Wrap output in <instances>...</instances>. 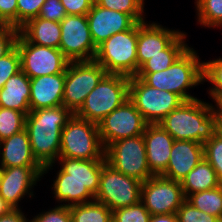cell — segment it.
<instances>
[{
	"mask_svg": "<svg viewBox=\"0 0 222 222\" xmlns=\"http://www.w3.org/2000/svg\"><path fill=\"white\" fill-rule=\"evenodd\" d=\"M12 208L5 202L0 195V216L7 214Z\"/></svg>",
	"mask_w": 222,
	"mask_h": 222,
	"instance_id": "bcb514c9",
	"label": "cell"
},
{
	"mask_svg": "<svg viewBox=\"0 0 222 222\" xmlns=\"http://www.w3.org/2000/svg\"><path fill=\"white\" fill-rule=\"evenodd\" d=\"M129 80L130 77L126 75L107 73L88 94L75 115L98 124L129 99Z\"/></svg>",
	"mask_w": 222,
	"mask_h": 222,
	"instance_id": "277c9868",
	"label": "cell"
},
{
	"mask_svg": "<svg viewBox=\"0 0 222 222\" xmlns=\"http://www.w3.org/2000/svg\"><path fill=\"white\" fill-rule=\"evenodd\" d=\"M106 74L104 67L95 60L69 62L65 73L63 106L75 114Z\"/></svg>",
	"mask_w": 222,
	"mask_h": 222,
	"instance_id": "ba28073f",
	"label": "cell"
},
{
	"mask_svg": "<svg viewBox=\"0 0 222 222\" xmlns=\"http://www.w3.org/2000/svg\"><path fill=\"white\" fill-rule=\"evenodd\" d=\"M59 157L81 160L106 159L98 124L73 114L62 129Z\"/></svg>",
	"mask_w": 222,
	"mask_h": 222,
	"instance_id": "8992f818",
	"label": "cell"
},
{
	"mask_svg": "<svg viewBox=\"0 0 222 222\" xmlns=\"http://www.w3.org/2000/svg\"><path fill=\"white\" fill-rule=\"evenodd\" d=\"M183 32L161 54L148 59L138 70V73H154L169 68L188 48Z\"/></svg>",
	"mask_w": 222,
	"mask_h": 222,
	"instance_id": "484cf974",
	"label": "cell"
},
{
	"mask_svg": "<svg viewBox=\"0 0 222 222\" xmlns=\"http://www.w3.org/2000/svg\"><path fill=\"white\" fill-rule=\"evenodd\" d=\"M148 123L128 99L98 123V131L103 147L125 138L143 135Z\"/></svg>",
	"mask_w": 222,
	"mask_h": 222,
	"instance_id": "7c38bea8",
	"label": "cell"
},
{
	"mask_svg": "<svg viewBox=\"0 0 222 222\" xmlns=\"http://www.w3.org/2000/svg\"><path fill=\"white\" fill-rule=\"evenodd\" d=\"M204 158L203 144L190 140H175L170 158L162 176L181 182Z\"/></svg>",
	"mask_w": 222,
	"mask_h": 222,
	"instance_id": "d6986e66",
	"label": "cell"
},
{
	"mask_svg": "<svg viewBox=\"0 0 222 222\" xmlns=\"http://www.w3.org/2000/svg\"><path fill=\"white\" fill-rule=\"evenodd\" d=\"M129 99L148 124H158L184 102L176 93L150 87L136 76L129 80Z\"/></svg>",
	"mask_w": 222,
	"mask_h": 222,
	"instance_id": "52a82bcc",
	"label": "cell"
},
{
	"mask_svg": "<svg viewBox=\"0 0 222 222\" xmlns=\"http://www.w3.org/2000/svg\"><path fill=\"white\" fill-rule=\"evenodd\" d=\"M141 187V181L117 171L106 162L102 167L95 200L111 211L135 205L141 201Z\"/></svg>",
	"mask_w": 222,
	"mask_h": 222,
	"instance_id": "30bf717a",
	"label": "cell"
},
{
	"mask_svg": "<svg viewBox=\"0 0 222 222\" xmlns=\"http://www.w3.org/2000/svg\"><path fill=\"white\" fill-rule=\"evenodd\" d=\"M53 192L56 200L67 204L64 206H72L83 204L95 200V197L80 182L76 181H54Z\"/></svg>",
	"mask_w": 222,
	"mask_h": 222,
	"instance_id": "4316f807",
	"label": "cell"
},
{
	"mask_svg": "<svg viewBox=\"0 0 222 222\" xmlns=\"http://www.w3.org/2000/svg\"><path fill=\"white\" fill-rule=\"evenodd\" d=\"M185 200L179 181L153 175L142 182L141 202L151 215L177 213Z\"/></svg>",
	"mask_w": 222,
	"mask_h": 222,
	"instance_id": "4fadbf2b",
	"label": "cell"
},
{
	"mask_svg": "<svg viewBox=\"0 0 222 222\" xmlns=\"http://www.w3.org/2000/svg\"><path fill=\"white\" fill-rule=\"evenodd\" d=\"M69 209L72 222H112V211L96 200L72 205Z\"/></svg>",
	"mask_w": 222,
	"mask_h": 222,
	"instance_id": "83f0119b",
	"label": "cell"
},
{
	"mask_svg": "<svg viewBox=\"0 0 222 222\" xmlns=\"http://www.w3.org/2000/svg\"><path fill=\"white\" fill-rule=\"evenodd\" d=\"M218 132L222 135V121H218Z\"/></svg>",
	"mask_w": 222,
	"mask_h": 222,
	"instance_id": "681fc988",
	"label": "cell"
},
{
	"mask_svg": "<svg viewBox=\"0 0 222 222\" xmlns=\"http://www.w3.org/2000/svg\"><path fill=\"white\" fill-rule=\"evenodd\" d=\"M0 17L8 26L17 27V0H0Z\"/></svg>",
	"mask_w": 222,
	"mask_h": 222,
	"instance_id": "7bdbcfd3",
	"label": "cell"
},
{
	"mask_svg": "<svg viewBox=\"0 0 222 222\" xmlns=\"http://www.w3.org/2000/svg\"><path fill=\"white\" fill-rule=\"evenodd\" d=\"M178 222H222L218 217L198 210L187 200L177 211Z\"/></svg>",
	"mask_w": 222,
	"mask_h": 222,
	"instance_id": "8d00e7d4",
	"label": "cell"
},
{
	"mask_svg": "<svg viewBox=\"0 0 222 222\" xmlns=\"http://www.w3.org/2000/svg\"><path fill=\"white\" fill-rule=\"evenodd\" d=\"M19 35V28L8 26L0 32V58L8 54L16 45V40Z\"/></svg>",
	"mask_w": 222,
	"mask_h": 222,
	"instance_id": "60d3db41",
	"label": "cell"
},
{
	"mask_svg": "<svg viewBox=\"0 0 222 222\" xmlns=\"http://www.w3.org/2000/svg\"><path fill=\"white\" fill-rule=\"evenodd\" d=\"M20 70V54L15 46L8 54L0 58V89L12 75Z\"/></svg>",
	"mask_w": 222,
	"mask_h": 222,
	"instance_id": "d590c367",
	"label": "cell"
},
{
	"mask_svg": "<svg viewBox=\"0 0 222 222\" xmlns=\"http://www.w3.org/2000/svg\"><path fill=\"white\" fill-rule=\"evenodd\" d=\"M62 166L55 181H76L84 185L95 197L99 190L100 174L106 159L81 160L58 157Z\"/></svg>",
	"mask_w": 222,
	"mask_h": 222,
	"instance_id": "ac0fdd59",
	"label": "cell"
},
{
	"mask_svg": "<svg viewBox=\"0 0 222 222\" xmlns=\"http://www.w3.org/2000/svg\"><path fill=\"white\" fill-rule=\"evenodd\" d=\"M214 106H217L216 109H217L218 114H219L218 121H222V100L217 105H214Z\"/></svg>",
	"mask_w": 222,
	"mask_h": 222,
	"instance_id": "7dc6e473",
	"label": "cell"
},
{
	"mask_svg": "<svg viewBox=\"0 0 222 222\" xmlns=\"http://www.w3.org/2000/svg\"><path fill=\"white\" fill-rule=\"evenodd\" d=\"M29 222H72V219L69 207L60 204V206L38 214Z\"/></svg>",
	"mask_w": 222,
	"mask_h": 222,
	"instance_id": "f35d334b",
	"label": "cell"
},
{
	"mask_svg": "<svg viewBox=\"0 0 222 222\" xmlns=\"http://www.w3.org/2000/svg\"><path fill=\"white\" fill-rule=\"evenodd\" d=\"M186 200L198 210L216 216L222 221V185L190 194Z\"/></svg>",
	"mask_w": 222,
	"mask_h": 222,
	"instance_id": "f1b7e54d",
	"label": "cell"
},
{
	"mask_svg": "<svg viewBox=\"0 0 222 222\" xmlns=\"http://www.w3.org/2000/svg\"><path fill=\"white\" fill-rule=\"evenodd\" d=\"M150 87L173 92L184 101L198 99L190 95L187 90L203 82V61L196 51L189 47L169 68L154 73H137Z\"/></svg>",
	"mask_w": 222,
	"mask_h": 222,
	"instance_id": "3957f363",
	"label": "cell"
},
{
	"mask_svg": "<svg viewBox=\"0 0 222 222\" xmlns=\"http://www.w3.org/2000/svg\"><path fill=\"white\" fill-rule=\"evenodd\" d=\"M180 183L185 197L196 192L211 190L221 185L216 171L205 158H202Z\"/></svg>",
	"mask_w": 222,
	"mask_h": 222,
	"instance_id": "d4e9b609",
	"label": "cell"
},
{
	"mask_svg": "<svg viewBox=\"0 0 222 222\" xmlns=\"http://www.w3.org/2000/svg\"><path fill=\"white\" fill-rule=\"evenodd\" d=\"M42 166H24L4 168L1 182L0 195L12 209H19L18 202L25 195L33 197L31 188L43 176Z\"/></svg>",
	"mask_w": 222,
	"mask_h": 222,
	"instance_id": "9a60e30c",
	"label": "cell"
},
{
	"mask_svg": "<svg viewBox=\"0 0 222 222\" xmlns=\"http://www.w3.org/2000/svg\"><path fill=\"white\" fill-rule=\"evenodd\" d=\"M65 73L30 79V111L63 105Z\"/></svg>",
	"mask_w": 222,
	"mask_h": 222,
	"instance_id": "44dd1931",
	"label": "cell"
},
{
	"mask_svg": "<svg viewBox=\"0 0 222 222\" xmlns=\"http://www.w3.org/2000/svg\"><path fill=\"white\" fill-rule=\"evenodd\" d=\"M143 138L150 171L153 175H161L166 170L175 140L159 124H148Z\"/></svg>",
	"mask_w": 222,
	"mask_h": 222,
	"instance_id": "ffe728a7",
	"label": "cell"
},
{
	"mask_svg": "<svg viewBox=\"0 0 222 222\" xmlns=\"http://www.w3.org/2000/svg\"><path fill=\"white\" fill-rule=\"evenodd\" d=\"M25 120L23 112L0 107V141L24 130Z\"/></svg>",
	"mask_w": 222,
	"mask_h": 222,
	"instance_id": "4dcf8cb0",
	"label": "cell"
},
{
	"mask_svg": "<svg viewBox=\"0 0 222 222\" xmlns=\"http://www.w3.org/2000/svg\"><path fill=\"white\" fill-rule=\"evenodd\" d=\"M8 27L7 23L0 17V32Z\"/></svg>",
	"mask_w": 222,
	"mask_h": 222,
	"instance_id": "c3c4849f",
	"label": "cell"
},
{
	"mask_svg": "<svg viewBox=\"0 0 222 222\" xmlns=\"http://www.w3.org/2000/svg\"><path fill=\"white\" fill-rule=\"evenodd\" d=\"M105 157L114 169L141 182L153 176L147 162L143 135L111 143L105 149Z\"/></svg>",
	"mask_w": 222,
	"mask_h": 222,
	"instance_id": "9c48e42d",
	"label": "cell"
},
{
	"mask_svg": "<svg viewBox=\"0 0 222 222\" xmlns=\"http://www.w3.org/2000/svg\"><path fill=\"white\" fill-rule=\"evenodd\" d=\"M181 33L154 22H137L138 70L148 59L161 54Z\"/></svg>",
	"mask_w": 222,
	"mask_h": 222,
	"instance_id": "e0dca14e",
	"label": "cell"
},
{
	"mask_svg": "<svg viewBox=\"0 0 222 222\" xmlns=\"http://www.w3.org/2000/svg\"><path fill=\"white\" fill-rule=\"evenodd\" d=\"M1 162L3 168L41 166L34 158L27 130L24 129L11 137L0 141Z\"/></svg>",
	"mask_w": 222,
	"mask_h": 222,
	"instance_id": "7402d4cb",
	"label": "cell"
},
{
	"mask_svg": "<svg viewBox=\"0 0 222 222\" xmlns=\"http://www.w3.org/2000/svg\"><path fill=\"white\" fill-rule=\"evenodd\" d=\"M59 49L70 61L94 60L95 46L86 15H67L61 22Z\"/></svg>",
	"mask_w": 222,
	"mask_h": 222,
	"instance_id": "5bb4252c",
	"label": "cell"
},
{
	"mask_svg": "<svg viewBox=\"0 0 222 222\" xmlns=\"http://www.w3.org/2000/svg\"><path fill=\"white\" fill-rule=\"evenodd\" d=\"M30 78L20 70L0 89V107L30 112Z\"/></svg>",
	"mask_w": 222,
	"mask_h": 222,
	"instance_id": "603a6c76",
	"label": "cell"
},
{
	"mask_svg": "<svg viewBox=\"0 0 222 222\" xmlns=\"http://www.w3.org/2000/svg\"><path fill=\"white\" fill-rule=\"evenodd\" d=\"M198 21L208 28L222 26V0H195Z\"/></svg>",
	"mask_w": 222,
	"mask_h": 222,
	"instance_id": "f546056e",
	"label": "cell"
},
{
	"mask_svg": "<svg viewBox=\"0 0 222 222\" xmlns=\"http://www.w3.org/2000/svg\"><path fill=\"white\" fill-rule=\"evenodd\" d=\"M219 114L212 104L199 99L184 101L158 124L174 140L205 143L218 131Z\"/></svg>",
	"mask_w": 222,
	"mask_h": 222,
	"instance_id": "7a4b0ae2",
	"label": "cell"
},
{
	"mask_svg": "<svg viewBox=\"0 0 222 222\" xmlns=\"http://www.w3.org/2000/svg\"><path fill=\"white\" fill-rule=\"evenodd\" d=\"M73 113L63 105L30 111L26 115L27 130L31 151L37 162L47 173L58 160L62 129Z\"/></svg>",
	"mask_w": 222,
	"mask_h": 222,
	"instance_id": "6da1fadb",
	"label": "cell"
},
{
	"mask_svg": "<svg viewBox=\"0 0 222 222\" xmlns=\"http://www.w3.org/2000/svg\"><path fill=\"white\" fill-rule=\"evenodd\" d=\"M205 80L213 85L209 94L217 105L222 100V58L203 62V82Z\"/></svg>",
	"mask_w": 222,
	"mask_h": 222,
	"instance_id": "d6a6232c",
	"label": "cell"
},
{
	"mask_svg": "<svg viewBox=\"0 0 222 222\" xmlns=\"http://www.w3.org/2000/svg\"><path fill=\"white\" fill-rule=\"evenodd\" d=\"M46 0H17V28L28 20L38 17L41 6Z\"/></svg>",
	"mask_w": 222,
	"mask_h": 222,
	"instance_id": "74e56055",
	"label": "cell"
},
{
	"mask_svg": "<svg viewBox=\"0 0 222 222\" xmlns=\"http://www.w3.org/2000/svg\"><path fill=\"white\" fill-rule=\"evenodd\" d=\"M150 217L151 214L141 201L112 211V222H149Z\"/></svg>",
	"mask_w": 222,
	"mask_h": 222,
	"instance_id": "e575fe53",
	"label": "cell"
},
{
	"mask_svg": "<svg viewBox=\"0 0 222 222\" xmlns=\"http://www.w3.org/2000/svg\"><path fill=\"white\" fill-rule=\"evenodd\" d=\"M67 15H87L94 0H60Z\"/></svg>",
	"mask_w": 222,
	"mask_h": 222,
	"instance_id": "b9f144b4",
	"label": "cell"
},
{
	"mask_svg": "<svg viewBox=\"0 0 222 222\" xmlns=\"http://www.w3.org/2000/svg\"><path fill=\"white\" fill-rule=\"evenodd\" d=\"M0 222H28L21 209H11L7 214L0 216Z\"/></svg>",
	"mask_w": 222,
	"mask_h": 222,
	"instance_id": "ee69618b",
	"label": "cell"
},
{
	"mask_svg": "<svg viewBox=\"0 0 222 222\" xmlns=\"http://www.w3.org/2000/svg\"><path fill=\"white\" fill-rule=\"evenodd\" d=\"M203 154L216 171L219 183L222 185V135L218 131L203 143Z\"/></svg>",
	"mask_w": 222,
	"mask_h": 222,
	"instance_id": "836d02e7",
	"label": "cell"
},
{
	"mask_svg": "<svg viewBox=\"0 0 222 222\" xmlns=\"http://www.w3.org/2000/svg\"><path fill=\"white\" fill-rule=\"evenodd\" d=\"M94 60L107 73L135 76L138 73L137 23L129 30L113 34L100 44Z\"/></svg>",
	"mask_w": 222,
	"mask_h": 222,
	"instance_id": "5b68a950",
	"label": "cell"
},
{
	"mask_svg": "<svg viewBox=\"0 0 222 222\" xmlns=\"http://www.w3.org/2000/svg\"><path fill=\"white\" fill-rule=\"evenodd\" d=\"M106 9L116 10L130 15L136 22H144V0H94Z\"/></svg>",
	"mask_w": 222,
	"mask_h": 222,
	"instance_id": "1f68e13d",
	"label": "cell"
},
{
	"mask_svg": "<svg viewBox=\"0 0 222 222\" xmlns=\"http://www.w3.org/2000/svg\"><path fill=\"white\" fill-rule=\"evenodd\" d=\"M19 33L29 43L59 49L61 38L59 22L34 17L19 28Z\"/></svg>",
	"mask_w": 222,
	"mask_h": 222,
	"instance_id": "cb8c5ba5",
	"label": "cell"
},
{
	"mask_svg": "<svg viewBox=\"0 0 222 222\" xmlns=\"http://www.w3.org/2000/svg\"><path fill=\"white\" fill-rule=\"evenodd\" d=\"M149 222H178L176 213L151 215Z\"/></svg>",
	"mask_w": 222,
	"mask_h": 222,
	"instance_id": "f6af8a7d",
	"label": "cell"
},
{
	"mask_svg": "<svg viewBox=\"0 0 222 222\" xmlns=\"http://www.w3.org/2000/svg\"><path fill=\"white\" fill-rule=\"evenodd\" d=\"M66 16V11L60 0H46L41 6L38 17L60 23Z\"/></svg>",
	"mask_w": 222,
	"mask_h": 222,
	"instance_id": "ab89813d",
	"label": "cell"
},
{
	"mask_svg": "<svg viewBox=\"0 0 222 222\" xmlns=\"http://www.w3.org/2000/svg\"><path fill=\"white\" fill-rule=\"evenodd\" d=\"M21 70L31 79L66 73L69 60L60 49L29 43L20 33L16 40Z\"/></svg>",
	"mask_w": 222,
	"mask_h": 222,
	"instance_id": "8fae6325",
	"label": "cell"
},
{
	"mask_svg": "<svg viewBox=\"0 0 222 222\" xmlns=\"http://www.w3.org/2000/svg\"><path fill=\"white\" fill-rule=\"evenodd\" d=\"M86 16L96 47L113 34L129 30L137 23L130 15L103 8L95 2Z\"/></svg>",
	"mask_w": 222,
	"mask_h": 222,
	"instance_id": "2e32d148",
	"label": "cell"
},
{
	"mask_svg": "<svg viewBox=\"0 0 222 222\" xmlns=\"http://www.w3.org/2000/svg\"><path fill=\"white\" fill-rule=\"evenodd\" d=\"M3 170H4L3 166L0 165V182H1V177H2Z\"/></svg>",
	"mask_w": 222,
	"mask_h": 222,
	"instance_id": "f907efd6",
	"label": "cell"
}]
</instances>
